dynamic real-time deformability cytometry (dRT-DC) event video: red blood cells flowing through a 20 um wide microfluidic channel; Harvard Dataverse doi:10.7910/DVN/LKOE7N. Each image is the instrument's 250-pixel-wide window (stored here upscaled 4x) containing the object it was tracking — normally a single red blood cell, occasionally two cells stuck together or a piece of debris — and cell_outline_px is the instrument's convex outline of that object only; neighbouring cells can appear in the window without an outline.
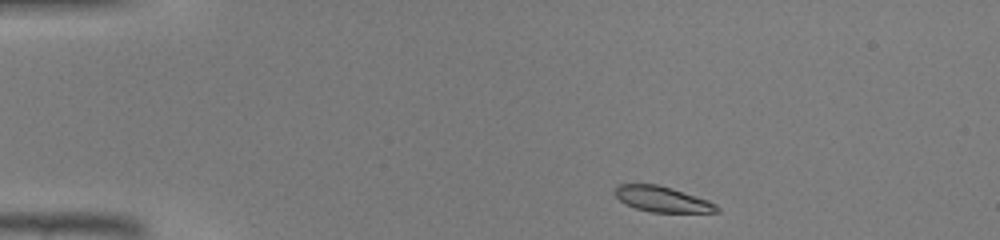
{"species": "common noctule bat (a hibernating species)", "species_latin": "Nyctalus noctula", "temperature_condition": "warm", "stored_images_in_passage": 38, "camera_frame_rate_fps": 3000, "um_per_image_px": 0.085, "animal": {"sex": "male", "body_mass_g": 19.0, "forearm_length_mm": 50.8}, "frame": {"image": 1, "passage_image": 1, "time_ms": 0.0, "image_size_px": [1000, 240], "cell_outline_px": [[720, 212], [652, 212], [636, 208], [620, 200], [612, 192], [620, 184], [656, 184], [672, 188], [708, 200], [716, 204], [720, 208]], "centroid_in_image_um": [56.31, 16.93], "position_along_channel_um": 28.7, "area_um2": 15.03}}
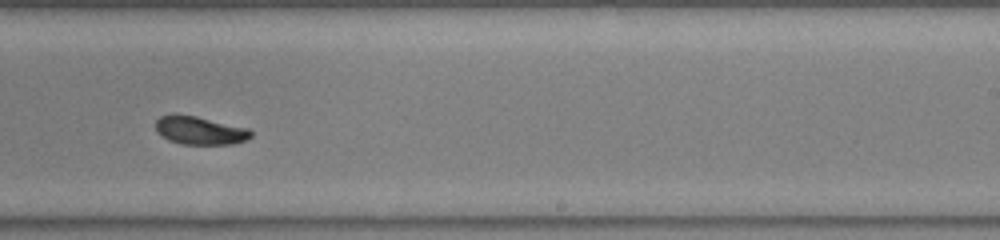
{"frame": {"image": 2, "passage_image": 22, "time_ms": 7.0, "image_size_px": [1000, 240], "cell_outline_px": [[252, 136], [244, 140], [232, 144], [180, 144], [168, 140], [156, 132], [156, 120], [160, 116], [196, 116], [248, 128], [252, 132]], "centroid_in_image_um": [16.99, 11.11], "position_along_channel_um": 272.0, "area_um2": 15.32}}
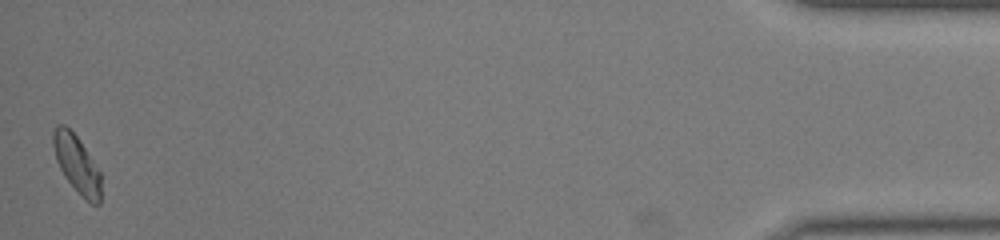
{"frame": {"image": 3, "passage_image": 38, "time_ms": 12.333, "image_size_px": [1000, 240], "cell_outline_px": [[100, 204], [92, 204], [64, 176], [56, 160], [52, 144], [52, 132], [56, 124], [64, 124], [76, 136], [100, 172]], "centroid_in_image_um": [6.48, 13.89], "position_along_channel_um": 428.7, "area_um2": 15.49}}